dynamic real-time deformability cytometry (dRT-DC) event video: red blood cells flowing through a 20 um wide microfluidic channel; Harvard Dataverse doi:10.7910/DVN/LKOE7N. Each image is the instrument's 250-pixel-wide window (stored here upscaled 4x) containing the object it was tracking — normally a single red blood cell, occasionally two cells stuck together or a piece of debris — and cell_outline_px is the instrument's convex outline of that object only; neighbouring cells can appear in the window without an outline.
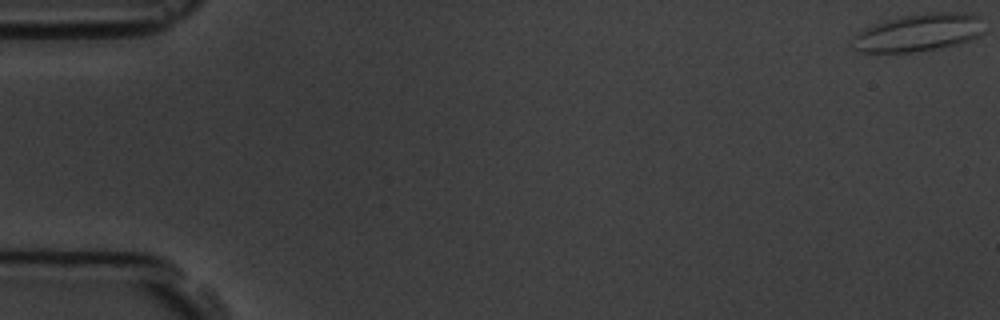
{"species": "common noctule bat (a hibernating species)", "species_latin": "Nyctalus noctula", "temperature_condition": "room temperature", "stored_images_in_passage": 7, "camera_frame_rate_fps": 3000, "um_per_image_px": 0.085, "animal": {"sex": "male", "body_mass_g": 19.5, "forearm_length_mm": 54.6}, "frame": {"image": 1, "passage_image": 1, "time_ms": 0.0, "image_size_px": [1000, 320], "cell_outline_px": [[984, 32], [980, 36], [956, 44], [936, 48], [912, 52], [860, 52], [856, 48], [852, 36], [856, 32], [884, 20], [900, 16], [928, 12], [972, 12], [980, 16]], "centroid_in_image_um": [78.11, 2.74], "position_along_channel_um": 6.9, "area_um2": 28.96}}
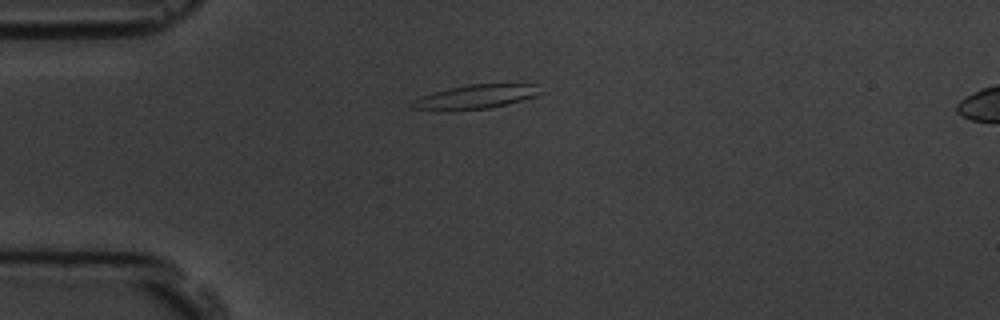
{"frame": {"image": 2, "passage_image": 5, "time_ms": 4.667, "image_size_px": [1000, 320], "cell_outline_px": [[544, 92], [536, 96], [488, 108], [448, 112], [444, 112], [408, 108], [408, 104], [412, 100], [420, 96], [432, 92], [448, 88], [468, 84], [536, 84]], "centroid_in_image_um": [40.3, 8.25], "position_along_channel_um": 44.7, "area_um2": 18.5}}